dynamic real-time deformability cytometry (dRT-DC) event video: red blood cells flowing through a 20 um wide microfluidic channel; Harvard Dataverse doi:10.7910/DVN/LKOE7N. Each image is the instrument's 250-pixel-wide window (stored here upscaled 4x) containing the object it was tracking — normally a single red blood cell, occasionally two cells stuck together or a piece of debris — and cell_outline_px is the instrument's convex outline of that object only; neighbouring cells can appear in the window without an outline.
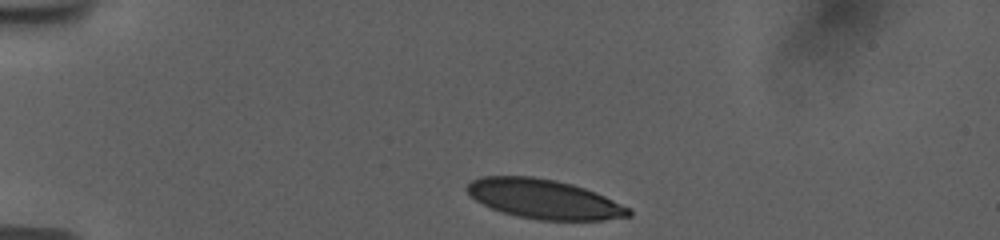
{"species": "human", "species_latin": "Homo sapiens", "temperature_condition": "room temperature", "stored_images_in_passage": 38, "camera_frame_rate_fps": 3000, "um_per_image_px": 0.085, "donor": {"sex": "female"}, "frame": {"image": 1, "passage_image": 1, "time_ms": 0.0, "image_size_px": [1000, 240], "cell_outline_px": [[632, 216], [604, 220], [540, 220], [520, 216], [504, 212], [492, 208], [476, 200], [464, 188], [472, 180], [480, 176], [532, 176], [556, 180], [572, 184], [596, 192], [632, 208]], "centroid_in_image_um": [46.29, 16.91], "position_along_channel_um": 38.7, "area_um2": 37.11}}
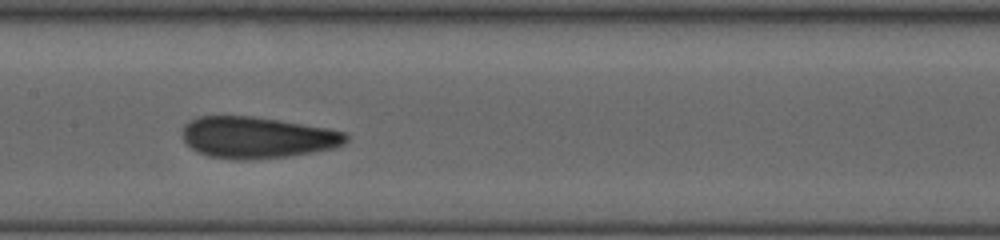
{"frame": {"image": 2, "passage_image": 17, "time_ms": 5.333, "image_size_px": [1000, 240], "cell_outline_px": [[348, 140], [344, 144], [336, 148], [288, 156], [248, 160], [240, 160], [208, 156], [196, 152], [184, 140], [184, 124], [188, 120], [196, 116], [252, 116], [280, 120], [328, 128], [344, 132], [348, 136]], "centroid_in_image_um": [21.86, 11.68], "position_along_channel_um": 185.5, "area_um2": 39.65}}
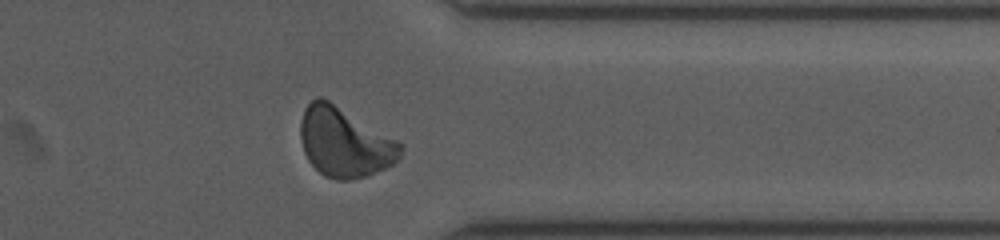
{"frame": {"image": 3, "passage_image": 33, "time_ms": 10.667, "image_size_px": [1000, 240], "cell_outline_px": [[404, 144], [400, 156], [392, 164], [384, 168], [364, 176], [348, 180], [336, 180], [324, 176], [308, 160], [304, 152], [300, 136], [300, 120], [304, 108], [312, 100], [320, 96], [328, 100]], "centroid_in_image_um": [29.26, 12.09], "position_along_channel_um": 382.1, "area_um2": 40.11}, "authors_computed_cell_mechanics": {"area_um2": 39.015, "velocity_mm_per_s": 3.7559, "shape_relaxation_time_tau1_ms": null, "shape_relaxation_time_tau2_ms": 1.3657, "deformation_change_tau1": null, "deformation_change_tau2": 0.0807}}